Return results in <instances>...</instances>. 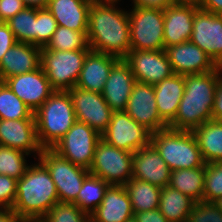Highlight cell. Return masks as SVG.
I'll use <instances>...</instances> for the list:
<instances>
[{"instance_id":"obj_6","label":"cell","mask_w":222,"mask_h":222,"mask_svg":"<svg viewBox=\"0 0 222 222\" xmlns=\"http://www.w3.org/2000/svg\"><path fill=\"white\" fill-rule=\"evenodd\" d=\"M90 51L91 49L58 51L42 47L40 66L51 87L59 91L74 88Z\"/></svg>"},{"instance_id":"obj_42","label":"cell","mask_w":222,"mask_h":222,"mask_svg":"<svg viewBox=\"0 0 222 222\" xmlns=\"http://www.w3.org/2000/svg\"><path fill=\"white\" fill-rule=\"evenodd\" d=\"M16 39L6 22H0V61L3 55L16 44Z\"/></svg>"},{"instance_id":"obj_38","label":"cell","mask_w":222,"mask_h":222,"mask_svg":"<svg viewBox=\"0 0 222 222\" xmlns=\"http://www.w3.org/2000/svg\"><path fill=\"white\" fill-rule=\"evenodd\" d=\"M57 23L47 8H36V46L45 47L56 31Z\"/></svg>"},{"instance_id":"obj_8","label":"cell","mask_w":222,"mask_h":222,"mask_svg":"<svg viewBox=\"0 0 222 222\" xmlns=\"http://www.w3.org/2000/svg\"><path fill=\"white\" fill-rule=\"evenodd\" d=\"M49 171L61 203H74L82 188L88 169L73 164L52 149H42L39 160Z\"/></svg>"},{"instance_id":"obj_7","label":"cell","mask_w":222,"mask_h":222,"mask_svg":"<svg viewBox=\"0 0 222 222\" xmlns=\"http://www.w3.org/2000/svg\"><path fill=\"white\" fill-rule=\"evenodd\" d=\"M128 15L130 50H165L163 10L133 7Z\"/></svg>"},{"instance_id":"obj_31","label":"cell","mask_w":222,"mask_h":222,"mask_svg":"<svg viewBox=\"0 0 222 222\" xmlns=\"http://www.w3.org/2000/svg\"><path fill=\"white\" fill-rule=\"evenodd\" d=\"M108 187L109 184L106 181L89 173L84 179L74 204L91 215L101 204Z\"/></svg>"},{"instance_id":"obj_11","label":"cell","mask_w":222,"mask_h":222,"mask_svg":"<svg viewBox=\"0 0 222 222\" xmlns=\"http://www.w3.org/2000/svg\"><path fill=\"white\" fill-rule=\"evenodd\" d=\"M151 137L152 132L125 111H113L107 129L101 134L106 143L131 153L151 144Z\"/></svg>"},{"instance_id":"obj_43","label":"cell","mask_w":222,"mask_h":222,"mask_svg":"<svg viewBox=\"0 0 222 222\" xmlns=\"http://www.w3.org/2000/svg\"><path fill=\"white\" fill-rule=\"evenodd\" d=\"M212 119L222 122V76L215 91V101L212 110Z\"/></svg>"},{"instance_id":"obj_48","label":"cell","mask_w":222,"mask_h":222,"mask_svg":"<svg viewBox=\"0 0 222 222\" xmlns=\"http://www.w3.org/2000/svg\"><path fill=\"white\" fill-rule=\"evenodd\" d=\"M26 7L46 8L49 0H21Z\"/></svg>"},{"instance_id":"obj_19","label":"cell","mask_w":222,"mask_h":222,"mask_svg":"<svg viewBox=\"0 0 222 222\" xmlns=\"http://www.w3.org/2000/svg\"><path fill=\"white\" fill-rule=\"evenodd\" d=\"M0 145L40 156L43 148L38 141L35 119H0Z\"/></svg>"},{"instance_id":"obj_25","label":"cell","mask_w":222,"mask_h":222,"mask_svg":"<svg viewBox=\"0 0 222 222\" xmlns=\"http://www.w3.org/2000/svg\"><path fill=\"white\" fill-rule=\"evenodd\" d=\"M157 110L169 124L176 116L185 89V76L173 74L153 85Z\"/></svg>"},{"instance_id":"obj_18","label":"cell","mask_w":222,"mask_h":222,"mask_svg":"<svg viewBox=\"0 0 222 222\" xmlns=\"http://www.w3.org/2000/svg\"><path fill=\"white\" fill-rule=\"evenodd\" d=\"M170 174V168L152 144L133 152V178L164 188L169 185Z\"/></svg>"},{"instance_id":"obj_5","label":"cell","mask_w":222,"mask_h":222,"mask_svg":"<svg viewBox=\"0 0 222 222\" xmlns=\"http://www.w3.org/2000/svg\"><path fill=\"white\" fill-rule=\"evenodd\" d=\"M151 144L171 171L206 166L191 131L165 128L152 133Z\"/></svg>"},{"instance_id":"obj_3","label":"cell","mask_w":222,"mask_h":222,"mask_svg":"<svg viewBox=\"0 0 222 222\" xmlns=\"http://www.w3.org/2000/svg\"><path fill=\"white\" fill-rule=\"evenodd\" d=\"M59 202L58 192L48 169L39 161L30 165L17 180L12 210L22 219L41 220Z\"/></svg>"},{"instance_id":"obj_49","label":"cell","mask_w":222,"mask_h":222,"mask_svg":"<svg viewBox=\"0 0 222 222\" xmlns=\"http://www.w3.org/2000/svg\"><path fill=\"white\" fill-rule=\"evenodd\" d=\"M200 0H170L171 4H191L198 5Z\"/></svg>"},{"instance_id":"obj_39","label":"cell","mask_w":222,"mask_h":222,"mask_svg":"<svg viewBox=\"0 0 222 222\" xmlns=\"http://www.w3.org/2000/svg\"><path fill=\"white\" fill-rule=\"evenodd\" d=\"M187 222H222V211L212 202H195Z\"/></svg>"},{"instance_id":"obj_36","label":"cell","mask_w":222,"mask_h":222,"mask_svg":"<svg viewBox=\"0 0 222 222\" xmlns=\"http://www.w3.org/2000/svg\"><path fill=\"white\" fill-rule=\"evenodd\" d=\"M41 222H91L90 215L74 203H56Z\"/></svg>"},{"instance_id":"obj_23","label":"cell","mask_w":222,"mask_h":222,"mask_svg":"<svg viewBox=\"0 0 222 222\" xmlns=\"http://www.w3.org/2000/svg\"><path fill=\"white\" fill-rule=\"evenodd\" d=\"M134 217L124 185H109L101 204L90 215L91 222H127Z\"/></svg>"},{"instance_id":"obj_35","label":"cell","mask_w":222,"mask_h":222,"mask_svg":"<svg viewBox=\"0 0 222 222\" xmlns=\"http://www.w3.org/2000/svg\"><path fill=\"white\" fill-rule=\"evenodd\" d=\"M26 155L29 154L0 145V174L20 179L30 166L26 163Z\"/></svg>"},{"instance_id":"obj_53","label":"cell","mask_w":222,"mask_h":222,"mask_svg":"<svg viewBox=\"0 0 222 222\" xmlns=\"http://www.w3.org/2000/svg\"><path fill=\"white\" fill-rule=\"evenodd\" d=\"M86 1H89V2H92V3H93L94 1H97V0H86Z\"/></svg>"},{"instance_id":"obj_9","label":"cell","mask_w":222,"mask_h":222,"mask_svg":"<svg viewBox=\"0 0 222 222\" xmlns=\"http://www.w3.org/2000/svg\"><path fill=\"white\" fill-rule=\"evenodd\" d=\"M132 161L133 153L118 149L100 139L88 171L109 185H125L133 178Z\"/></svg>"},{"instance_id":"obj_1","label":"cell","mask_w":222,"mask_h":222,"mask_svg":"<svg viewBox=\"0 0 222 222\" xmlns=\"http://www.w3.org/2000/svg\"><path fill=\"white\" fill-rule=\"evenodd\" d=\"M119 0H97L91 3L87 38L91 51L123 59L130 51L128 11L115 8Z\"/></svg>"},{"instance_id":"obj_41","label":"cell","mask_w":222,"mask_h":222,"mask_svg":"<svg viewBox=\"0 0 222 222\" xmlns=\"http://www.w3.org/2000/svg\"><path fill=\"white\" fill-rule=\"evenodd\" d=\"M25 7L21 0H0V22H7Z\"/></svg>"},{"instance_id":"obj_14","label":"cell","mask_w":222,"mask_h":222,"mask_svg":"<svg viewBox=\"0 0 222 222\" xmlns=\"http://www.w3.org/2000/svg\"><path fill=\"white\" fill-rule=\"evenodd\" d=\"M192 29L190 41L222 67V16L199 7L193 18Z\"/></svg>"},{"instance_id":"obj_52","label":"cell","mask_w":222,"mask_h":222,"mask_svg":"<svg viewBox=\"0 0 222 222\" xmlns=\"http://www.w3.org/2000/svg\"><path fill=\"white\" fill-rule=\"evenodd\" d=\"M127 222H138V220L134 217H132L130 220H128Z\"/></svg>"},{"instance_id":"obj_2","label":"cell","mask_w":222,"mask_h":222,"mask_svg":"<svg viewBox=\"0 0 222 222\" xmlns=\"http://www.w3.org/2000/svg\"><path fill=\"white\" fill-rule=\"evenodd\" d=\"M221 75V66L207 73L185 75L184 94L177 114L168 127L192 131L212 120L215 91Z\"/></svg>"},{"instance_id":"obj_26","label":"cell","mask_w":222,"mask_h":222,"mask_svg":"<svg viewBox=\"0 0 222 222\" xmlns=\"http://www.w3.org/2000/svg\"><path fill=\"white\" fill-rule=\"evenodd\" d=\"M91 3L86 0H49L46 8L57 25L74 31H87Z\"/></svg>"},{"instance_id":"obj_24","label":"cell","mask_w":222,"mask_h":222,"mask_svg":"<svg viewBox=\"0 0 222 222\" xmlns=\"http://www.w3.org/2000/svg\"><path fill=\"white\" fill-rule=\"evenodd\" d=\"M40 61V47L29 43L16 42L0 61V82H3L8 77L38 69Z\"/></svg>"},{"instance_id":"obj_33","label":"cell","mask_w":222,"mask_h":222,"mask_svg":"<svg viewBox=\"0 0 222 222\" xmlns=\"http://www.w3.org/2000/svg\"><path fill=\"white\" fill-rule=\"evenodd\" d=\"M44 48L58 51L90 49L87 31H74L57 25L56 31Z\"/></svg>"},{"instance_id":"obj_20","label":"cell","mask_w":222,"mask_h":222,"mask_svg":"<svg viewBox=\"0 0 222 222\" xmlns=\"http://www.w3.org/2000/svg\"><path fill=\"white\" fill-rule=\"evenodd\" d=\"M198 8V5L171 4L163 10L165 48L190 41L193 30V18Z\"/></svg>"},{"instance_id":"obj_34","label":"cell","mask_w":222,"mask_h":222,"mask_svg":"<svg viewBox=\"0 0 222 222\" xmlns=\"http://www.w3.org/2000/svg\"><path fill=\"white\" fill-rule=\"evenodd\" d=\"M0 119H35L34 113L4 82H0Z\"/></svg>"},{"instance_id":"obj_47","label":"cell","mask_w":222,"mask_h":222,"mask_svg":"<svg viewBox=\"0 0 222 222\" xmlns=\"http://www.w3.org/2000/svg\"><path fill=\"white\" fill-rule=\"evenodd\" d=\"M23 220L12 209H0V222H22Z\"/></svg>"},{"instance_id":"obj_45","label":"cell","mask_w":222,"mask_h":222,"mask_svg":"<svg viewBox=\"0 0 222 222\" xmlns=\"http://www.w3.org/2000/svg\"><path fill=\"white\" fill-rule=\"evenodd\" d=\"M133 7L156 8L165 10L171 5L170 0H133Z\"/></svg>"},{"instance_id":"obj_32","label":"cell","mask_w":222,"mask_h":222,"mask_svg":"<svg viewBox=\"0 0 222 222\" xmlns=\"http://www.w3.org/2000/svg\"><path fill=\"white\" fill-rule=\"evenodd\" d=\"M6 23L17 42L36 46V8L25 7Z\"/></svg>"},{"instance_id":"obj_30","label":"cell","mask_w":222,"mask_h":222,"mask_svg":"<svg viewBox=\"0 0 222 222\" xmlns=\"http://www.w3.org/2000/svg\"><path fill=\"white\" fill-rule=\"evenodd\" d=\"M124 187L129 195L134 215L159 208L162 188L135 178H131Z\"/></svg>"},{"instance_id":"obj_4","label":"cell","mask_w":222,"mask_h":222,"mask_svg":"<svg viewBox=\"0 0 222 222\" xmlns=\"http://www.w3.org/2000/svg\"><path fill=\"white\" fill-rule=\"evenodd\" d=\"M34 116L41 147L51 149L76 122L69 92L55 90Z\"/></svg>"},{"instance_id":"obj_10","label":"cell","mask_w":222,"mask_h":222,"mask_svg":"<svg viewBox=\"0 0 222 222\" xmlns=\"http://www.w3.org/2000/svg\"><path fill=\"white\" fill-rule=\"evenodd\" d=\"M100 139L101 135L96 130L76 121L51 149L73 164L89 170Z\"/></svg>"},{"instance_id":"obj_46","label":"cell","mask_w":222,"mask_h":222,"mask_svg":"<svg viewBox=\"0 0 222 222\" xmlns=\"http://www.w3.org/2000/svg\"><path fill=\"white\" fill-rule=\"evenodd\" d=\"M198 6L205 11L222 16V0H200Z\"/></svg>"},{"instance_id":"obj_15","label":"cell","mask_w":222,"mask_h":222,"mask_svg":"<svg viewBox=\"0 0 222 222\" xmlns=\"http://www.w3.org/2000/svg\"><path fill=\"white\" fill-rule=\"evenodd\" d=\"M35 113L55 91L41 66L31 72L8 77L3 81Z\"/></svg>"},{"instance_id":"obj_29","label":"cell","mask_w":222,"mask_h":222,"mask_svg":"<svg viewBox=\"0 0 222 222\" xmlns=\"http://www.w3.org/2000/svg\"><path fill=\"white\" fill-rule=\"evenodd\" d=\"M204 182L205 166H202L171 171L168 186L185 194L194 202H200L203 201Z\"/></svg>"},{"instance_id":"obj_37","label":"cell","mask_w":222,"mask_h":222,"mask_svg":"<svg viewBox=\"0 0 222 222\" xmlns=\"http://www.w3.org/2000/svg\"><path fill=\"white\" fill-rule=\"evenodd\" d=\"M222 196V161L207 163L205 166V182L203 202H213Z\"/></svg>"},{"instance_id":"obj_21","label":"cell","mask_w":222,"mask_h":222,"mask_svg":"<svg viewBox=\"0 0 222 222\" xmlns=\"http://www.w3.org/2000/svg\"><path fill=\"white\" fill-rule=\"evenodd\" d=\"M135 82L129 65L120 59L111 69L101 93L113 111H125Z\"/></svg>"},{"instance_id":"obj_27","label":"cell","mask_w":222,"mask_h":222,"mask_svg":"<svg viewBox=\"0 0 222 222\" xmlns=\"http://www.w3.org/2000/svg\"><path fill=\"white\" fill-rule=\"evenodd\" d=\"M191 132L206 164L222 161V122L212 119Z\"/></svg>"},{"instance_id":"obj_13","label":"cell","mask_w":222,"mask_h":222,"mask_svg":"<svg viewBox=\"0 0 222 222\" xmlns=\"http://www.w3.org/2000/svg\"><path fill=\"white\" fill-rule=\"evenodd\" d=\"M123 59L139 82L155 85L174 74L165 50H130Z\"/></svg>"},{"instance_id":"obj_22","label":"cell","mask_w":222,"mask_h":222,"mask_svg":"<svg viewBox=\"0 0 222 222\" xmlns=\"http://www.w3.org/2000/svg\"><path fill=\"white\" fill-rule=\"evenodd\" d=\"M119 60L120 58L114 55L90 51L84 60L75 87L102 93L111 69Z\"/></svg>"},{"instance_id":"obj_12","label":"cell","mask_w":222,"mask_h":222,"mask_svg":"<svg viewBox=\"0 0 222 222\" xmlns=\"http://www.w3.org/2000/svg\"><path fill=\"white\" fill-rule=\"evenodd\" d=\"M67 91L71 96L76 121L87 124L101 135L107 129L113 113L103 95L78 87Z\"/></svg>"},{"instance_id":"obj_16","label":"cell","mask_w":222,"mask_h":222,"mask_svg":"<svg viewBox=\"0 0 222 222\" xmlns=\"http://www.w3.org/2000/svg\"><path fill=\"white\" fill-rule=\"evenodd\" d=\"M153 85L136 81L128 99L125 112L152 133L168 127L160 117Z\"/></svg>"},{"instance_id":"obj_28","label":"cell","mask_w":222,"mask_h":222,"mask_svg":"<svg viewBox=\"0 0 222 222\" xmlns=\"http://www.w3.org/2000/svg\"><path fill=\"white\" fill-rule=\"evenodd\" d=\"M194 203L185 194L166 186L161 190L158 209L169 222H187Z\"/></svg>"},{"instance_id":"obj_40","label":"cell","mask_w":222,"mask_h":222,"mask_svg":"<svg viewBox=\"0 0 222 222\" xmlns=\"http://www.w3.org/2000/svg\"><path fill=\"white\" fill-rule=\"evenodd\" d=\"M17 193V179L0 174V209H12Z\"/></svg>"},{"instance_id":"obj_51","label":"cell","mask_w":222,"mask_h":222,"mask_svg":"<svg viewBox=\"0 0 222 222\" xmlns=\"http://www.w3.org/2000/svg\"><path fill=\"white\" fill-rule=\"evenodd\" d=\"M22 222H41V220H27V219H24Z\"/></svg>"},{"instance_id":"obj_50","label":"cell","mask_w":222,"mask_h":222,"mask_svg":"<svg viewBox=\"0 0 222 222\" xmlns=\"http://www.w3.org/2000/svg\"><path fill=\"white\" fill-rule=\"evenodd\" d=\"M212 203L214 204V206H216L218 209H220L222 211V196L218 197Z\"/></svg>"},{"instance_id":"obj_44","label":"cell","mask_w":222,"mask_h":222,"mask_svg":"<svg viewBox=\"0 0 222 222\" xmlns=\"http://www.w3.org/2000/svg\"><path fill=\"white\" fill-rule=\"evenodd\" d=\"M138 222H169L159 211V209L147 212H138L135 215Z\"/></svg>"},{"instance_id":"obj_17","label":"cell","mask_w":222,"mask_h":222,"mask_svg":"<svg viewBox=\"0 0 222 222\" xmlns=\"http://www.w3.org/2000/svg\"><path fill=\"white\" fill-rule=\"evenodd\" d=\"M175 74L192 75L216 70L219 66L199 46L191 41L165 48Z\"/></svg>"}]
</instances>
